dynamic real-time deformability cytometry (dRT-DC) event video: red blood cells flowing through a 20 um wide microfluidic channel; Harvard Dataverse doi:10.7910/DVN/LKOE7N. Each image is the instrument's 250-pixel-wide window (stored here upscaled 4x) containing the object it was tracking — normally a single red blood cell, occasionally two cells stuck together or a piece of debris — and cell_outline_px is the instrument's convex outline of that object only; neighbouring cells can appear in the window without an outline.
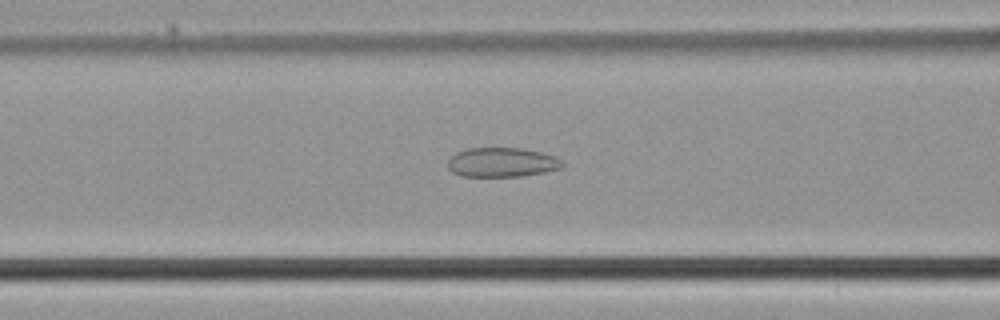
{"species": "common noctule bat (a hibernating species)", "species_latin": "Nyctalus noctula", "temperature_condition": "cold", "stored_images_in_passage": 49, "camera_frame_rate_fps": 3000, "um_per_image_px": 0.085, "animal": {"sex": "male", "body_mass_g": 21.5, "forearm_length_mm": 52.0}, "frame": {"image": 1, "passage_image": 20, "time_ms": 6.333, "image_size_px": [1000, 320], "cell_outline_px": [[564, 164], [560, 168], [544, 172], [520, 176], [460, 176], [452, 172], [448, 168], [448, 160], [456, 152], [468, 148], [520, 148], [540, 152], [556, 156], [564, 160]], "centroid_in_image_um": [42.67, 13.79], "position_along_channel_um": 123.9, "area_um2": 19.65}}
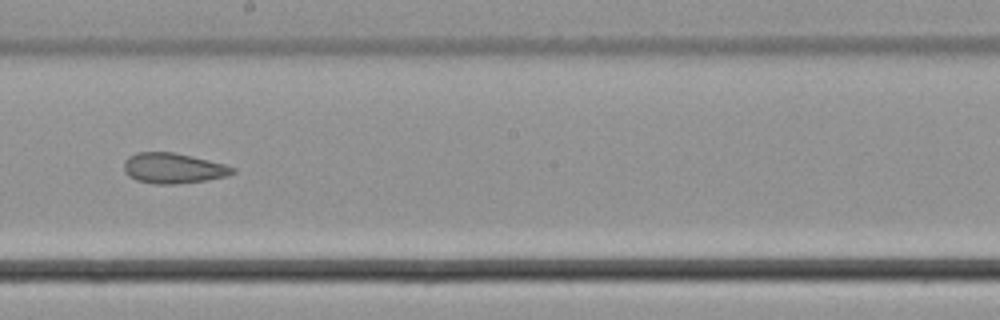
{"frame": {"image": 2, "passage_image": 28, "time_ms": 9.0, "image_size_px": [1000, 320], "cell_outline_px": [[236, 172], [228, 176], [208, 180], [176, 184], [152, 184], [136, 180], [128, 176], [124, 172], [124, 160], [128, 156], [136, 152], [172, 152], [208, 160], [224, 164], [236, 168]], "centroid_in_image_um": [14.71, 14.31], "position_along_channel_um": 233.5, "area_um2": 19.42}}
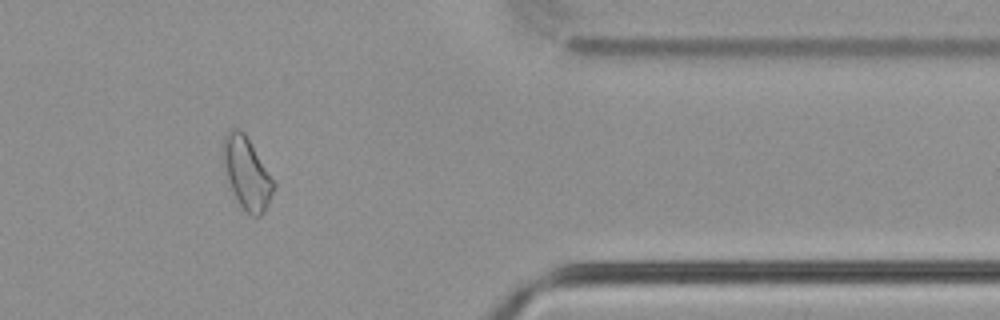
{"frame": {"image": 3, "passage_image": 41, "time_ms": 13.333, "image_size_px": [1000, 320], "cell_outline_px": [[276, 188], [264, 212], [260, 216], [252, 216], [240, 204], [228, 180], [224, 160], [224, 136], [232, 128], [240, 128], [244, 132], [276, 184]], "centroid_in_image_um": [21.02, 14.72], "position_along_channel_um": 390.4, "area_um2": 20.46}}